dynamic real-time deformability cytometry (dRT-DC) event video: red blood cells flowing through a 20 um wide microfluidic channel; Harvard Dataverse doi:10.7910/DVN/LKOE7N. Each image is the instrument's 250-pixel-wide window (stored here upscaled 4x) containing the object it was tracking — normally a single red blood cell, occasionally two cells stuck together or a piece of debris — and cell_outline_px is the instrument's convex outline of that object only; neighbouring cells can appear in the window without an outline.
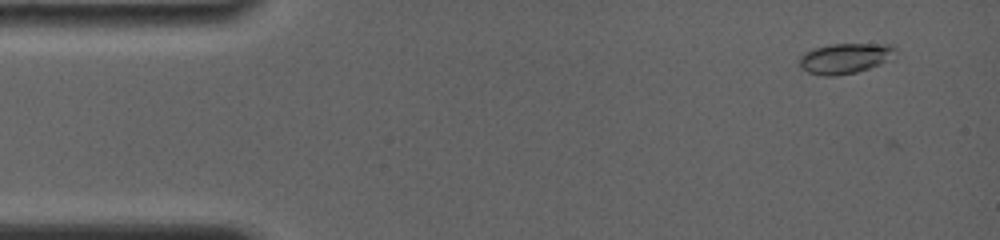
{"species": "common noctule bat (a hibernating species)", "species_latin": "Nyctalus noctula", "temperature_condition": "room temperature", "stored_images_in_passage": 5, "camera_frame_rate_fps": 4000, "um_per_image_px": 0.085, "animal": {"sex": "female", "body_mass_g": 19.0, "forearm_length_mm": 56.7}, "frame": {"image": 1, "passage_image": 4, "time_ms": 1.0, "image_size_px": [1000, 240], "cell_outline_px": [[896, 48], [880, 64], [856, 72], [832, 76], [824, 76], [808, 72], [800, 68], [800, 56], [804, 52], [816, 48], [832, 44], [892, 44]], "centroid_in_image_um": [71.74, 4.96], "position_along_channel_um": 13.3, "area_um2": 16.47}}